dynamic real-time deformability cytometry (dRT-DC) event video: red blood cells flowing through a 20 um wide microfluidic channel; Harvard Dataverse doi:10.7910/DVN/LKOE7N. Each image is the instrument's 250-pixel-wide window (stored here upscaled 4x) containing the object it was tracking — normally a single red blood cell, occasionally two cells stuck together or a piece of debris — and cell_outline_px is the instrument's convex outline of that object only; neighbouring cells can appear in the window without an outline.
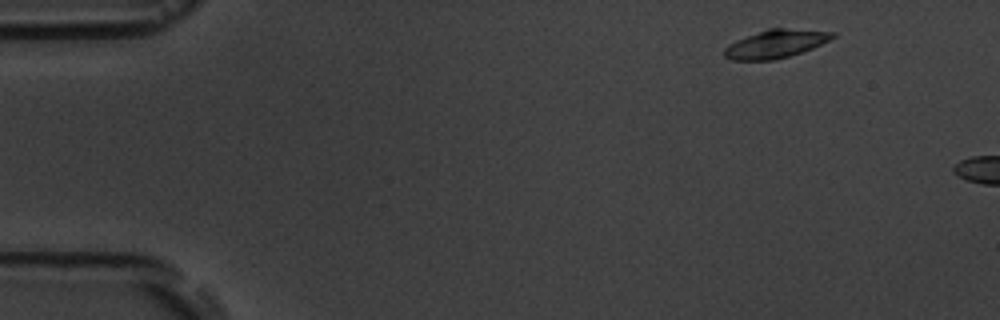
{"species": "common noctule bat (a hibernating species)", "species_latin": "Nyctalus noctula", "temperature_condition": "room temperature", "stored_images_in_passage": 2, "camera_frame_rate_fps": 3000, "um_per_image_px": 0.085, "animal": {"sex": "male", "body_mass_g": 19.5, "forearm_length_mm": 54.6}, "frame": {"image": 1, "passage_image": 1, "time_ms": 0.0, "image_size_px": [1000, 320], "cell_outline_px": [[836, 36], [812, 48], [788, 56], [772, 60], [732, 60], [724, 56], [724, 48], [728, 44], [736, 40], [768, 28], [784, 28], [836, 32]], "centroid_in_image_um": [65.9, 3.72], "position_along_channel_um": 19.1, "area_um2": 17.57}}